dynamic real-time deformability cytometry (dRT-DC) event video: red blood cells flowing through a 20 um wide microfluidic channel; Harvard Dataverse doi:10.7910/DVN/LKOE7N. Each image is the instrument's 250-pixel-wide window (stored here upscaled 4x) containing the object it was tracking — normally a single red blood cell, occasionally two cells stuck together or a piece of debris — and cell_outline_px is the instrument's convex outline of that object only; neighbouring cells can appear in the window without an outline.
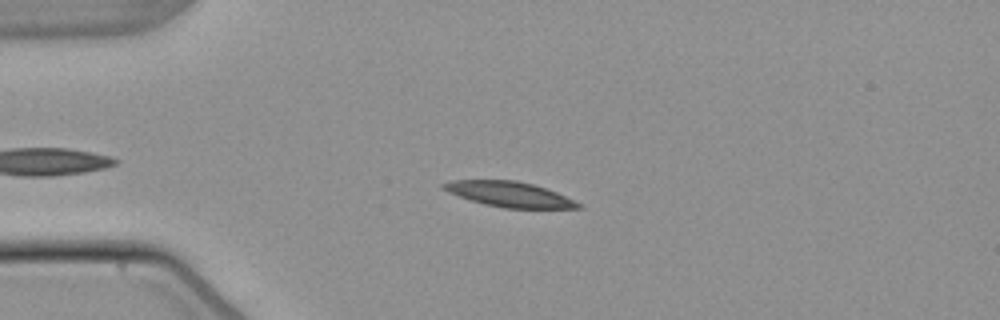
{"species": "common noctule bat (a hibernating species)", "species_latin": "Nyctalus noctula", "temperature_condition": "warm", "stored_images_in_passage": 45, "camera_frame_rate_fps": 3000, "um_per_image_px": 0.085, "animal": {"sex": "male", "body_mass_g": 21.5, "forearm_length_mm": 52.0}, "frame": {"image": 1, "passage_image": 9, "time_ms": 2.667, "image_size_px": [1000, 320], "cell_outline_px": [[584, 208], [504, 208], [484, 204], [448, 192], [440, 188], [440, 184], [452, 180], [516, 180], [532, 184], [556, 192], [580, 204]], "centroid_in_image_um": [43.24, 16.5], "position_along_channel_um": 41.8, "area_um2": 19.54}}
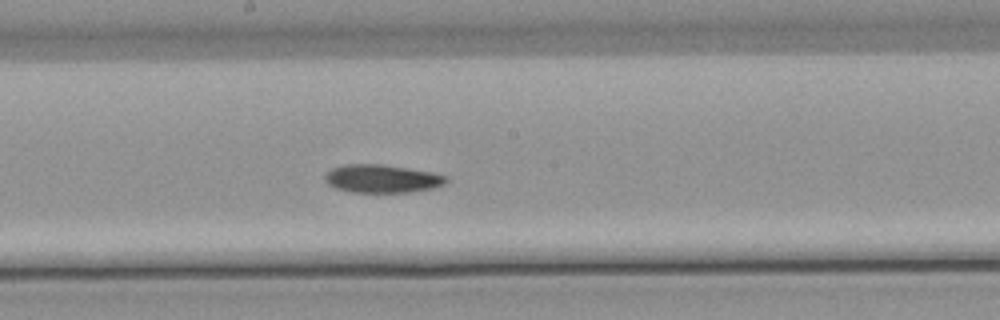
{"frame": {"image": 2, "passage_image": 25, "time_ms": 8.0, "image_size_px": [1000, 320], "cell_outline_px": [[448, 180], [444, 184], [432, 188], [408, 192], [352, 192], [336, 188], [328, 184], [324, 180], [324, 176], [332, 168], [344, 164], [384, 164], [432, 172], [448, 176]], "centroid_in_image_um": [32.47, 15.18], "position_along_channel_um": 215.7, "area_um2": 19.88}}
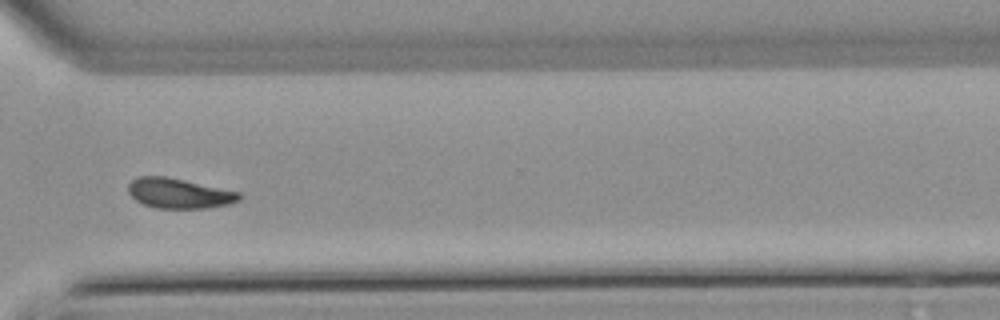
{"frame": {"image": 3, "passage_image": 36, "time_ms": 11.667, "image_size_px": [1000, 320], "cell_outline_px": [[244, 196], [240, 200], [228, 204], [204, 208], [156, 208], [144, 204], [136, 200], [128, 192], [128, 184], [136, 176], [164, 176], [184, 180], [240, 192]], "centroid_in_image_um": [15.22, 16.43], "position_along_channel_um": 355.4, "area_um2": 19.36}, "authors_computed_cell_mechanics": {"area_um2": 20.1722, "velocity_mm_per_s": 3.7984, "shape_relaxation_time_tau1_ms": 5.6648, "shape_relaxation_time_tau2_ms": null, "deformation_change_tau1": 0.15, "deformation_change_tau2": null}}